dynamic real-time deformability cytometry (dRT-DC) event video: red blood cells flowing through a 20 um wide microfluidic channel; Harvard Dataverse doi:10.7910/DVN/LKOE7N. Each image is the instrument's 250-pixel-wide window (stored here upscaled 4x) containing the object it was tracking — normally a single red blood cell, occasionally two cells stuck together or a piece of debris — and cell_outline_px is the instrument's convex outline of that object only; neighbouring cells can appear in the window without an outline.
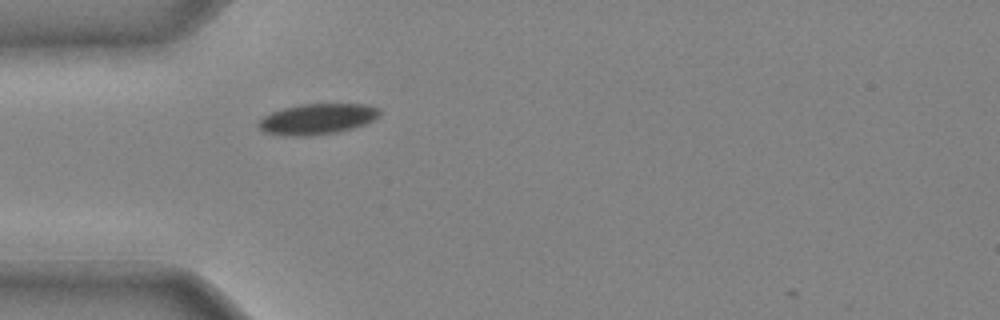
{"species": "common noctule bat (a hibernating species)", "species_latin": "Nyctalus noctula", "temperature_condition": "cold", "stored_images_in_passage": 3, "camera_frame_rate_fps": 3000, "um_per_image_px": 0.085, "animal": {"sex": "male", "body_mass_g": 20.4}, "frame": {"image": 1, "passage_image": 2, "time_ms": 0.333, "image_size_px": [1000, 320], "cell_outline_px": [[380, 112], [372, 120], [364, 124], [352, 128], [336, 132], [308, 136], [292, 136], [264, 132], [256, 124], [264, 116], [272, 112], [284, 108], [300, 104], [364, 104], [376, 108]], "centroid_in_image_um": [26.91, 10.11], "position_along_channel_um": 58.1, "area_um2": 21.27}}